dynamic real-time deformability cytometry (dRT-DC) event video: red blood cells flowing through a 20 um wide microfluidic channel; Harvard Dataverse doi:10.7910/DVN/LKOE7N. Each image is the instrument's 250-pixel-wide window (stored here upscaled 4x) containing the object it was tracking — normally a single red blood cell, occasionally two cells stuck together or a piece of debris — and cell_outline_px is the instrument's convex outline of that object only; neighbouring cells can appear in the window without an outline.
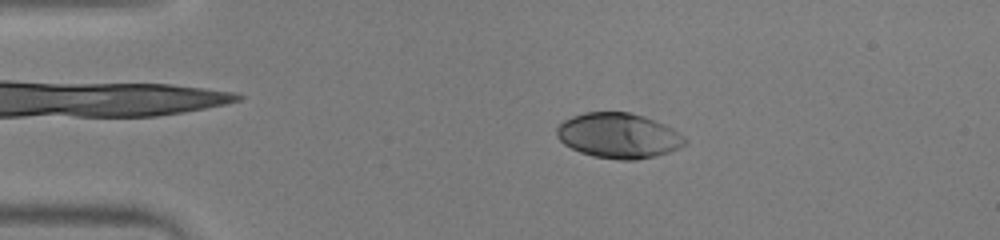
{"species": "human", "species_latin": "Homo sapiens", "temperature_condition": "warm", "stored_images_in_passage": 51, "camera_frame_rate_fps": 3000, "um_per_image_px": 0.085, "donor": {"sex": "male"}, "frame": {"image": 1, "passage_image": 10, "time_ms": 3.0, "image_size_px": [1000, 240], "cell_outline_px": [[688, 144], [680, 148], [656, 156], [636, 160], [620, 160], [592, 156], [580, 152], [564, 144], [556, 136], [556, 128], [564, 120], [572, 116], [584, 112], [628, 112], [644, 116], [664, 124], [672, 128], [684, 136], [688, 140]], "centroid_in_image_um": [52.59, 11.53], "position_along_channel_um": 32.4, "area_um2": 33.93}}
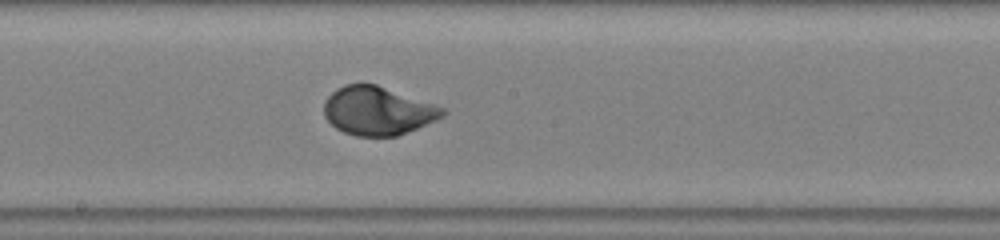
{"frame": {"image": 2, "passage_image": 28, "time_ms": 9.0, "image_size_px": [1000, 240], "cell_outline_px": [[448, 112], [444, 116], [436, 120], [396, 136], [356, 136], [344, 132], [336, 128], [324, 116], [324, 100], [336, 88], [344, 84], [376, 84], [444, 108]], "centroid_in_image_um": [32.08, 9.42], "position_along_channel_um": 216.1, "area_um2": 33.23}}
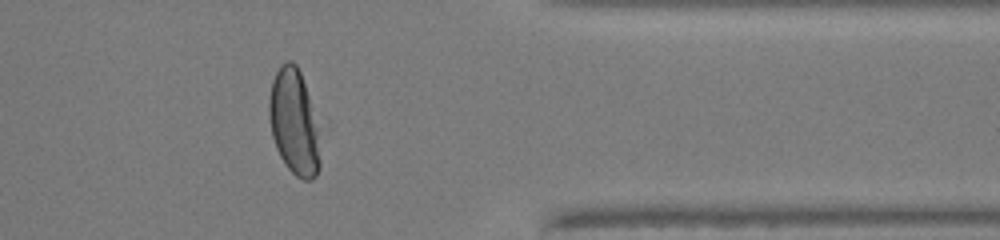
{"frame": {"image": 3, "passage_image": 42, "time_ms": 13.667, "image_size_px": [1000, 240], "cell_outline_px": [[320, 168], [316, 176], [312, 180], [304, 180], [296, 176], [288, 168], [280, 156], [276, 148], [272, 136], [268, 116], [268, 100], [272, 80], [280, 64], [284, 60], [292, 60], [296, 64], [300, 72], [320, 124]], "centroid_in_image_um": [25.02, 10.38], "position_along_channel_um": 386.4, "area_um2": 32.31}, "authors_computed_cell_mechanics": {"area_um2": 33.6396, "velocity_mm_per_s": 3.9507, "shape_relaxation_time_tau1_ms": 2.5346, "shape_relaxation_time_tau2_ms": null, "deformation_change_tau1": 0.1871, "deformation_change_tau2": null}}